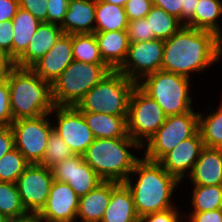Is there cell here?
<instances>
[{"label": "cell", "mask_w": 222, "mask_h": 222, "mask_svg": "<svg viewBox=\"0 0 222 222\" xmlns=\"http://www.w3.org/2000/svg\"><path fill=\"white\" fill-rule=\"evenodd\" d=\"M222 58L221 38L210 31L183 25L169 39L164 40L161 70L189 77Z\"/></svg>", "instance_id": "obj_1"}, {"label": "cell", "mask_w": 222, "mask_h": 222, "mask_svg": "<svg viewBox=\"0 0 222 222\" xmlns=\"http://www.w3.org/2000/svg\"><path fill=\"white\" fill-rule=\"evenodd\" d=\"M20 8L32 13L39 21L47 22V0H19Z\"/></svg>", "instance_id": "obj_41"}, {"label": "cell", "mask_w": 222, "mask_h": 222, "mask_svg": "<svg viewBox=\"0 0 222 222\" xmlns=\"http://www.w3.org/2000/svg\"><path fill=\"white\" fill-rule=\"evenodd\" d=\"M96 0H69L60 27L64 34L94 33Z\"/></svg>", "instance_id": "obj_21"}, {"label": "cell", "mask_w": 222, "mask_h": 222, "mask_svg": "<svg viewBox=\"0 0 222 222\" xmlns=\"http://www.w3.org/2000/svg\"><path fill=\"white\" fill-rule=\"evenodd\" d=\"M72 53L75 61L105 64L94 33L72 34Z\"/></svg>", "instance_id": "obj_29"}, {"label": "cell", "mask_w": 222, "mask_h": 222, "mask_svg": "<svg viewBox=\"0 0 222 222\" xmlns=\"http://www.w3.org/2000/svg\"><path fill=\"white\" fill-rule=\"evenodd\" d=\"M13 23L11 21L0 22V49L12 62Z\"/></svg>", "instance_id": "obj_40"}, {"label": "cell", "mask_w": 222, "mask_h": 222, "mask_svg": "<svg viewBox=\"0 0 222 222\" xmlns=\"http://www.w3.org/2000/svg\"><path fill=\"white\" fill-rule=\"evenodd\" d=\"M6 78L13 121L52 114L55 105L50 82L43 80L31 68L14 65L9 69Z\"/></svg>", "instance_id": "obj_3"}, {"label": "cell", "mask_w": 222, "mask_h": 222, "mask_svg": "<svg viewBox=\"0 0 222 222\" xmlns=\"http://www.w3.org/2000/svg\"><path fill=\"white\" fill-rule=\"evenodd\" d=\"M79 197L67 184L53 180L47 201L36 215L41 222H75Z\"/></svg>", "instance_id": "obj_15"}, {"label": "cell", "mask_w": 222, "mask_h": 222, "mask_svg": "<svg viewBox=\"0 0 222 222\" xmlns=\"http://www.w3.org/2000/svg\"><path fill=\"white\" fill-rule=\"evenodd\" d=\"M154 6L162 8L181 22V8L184 0H151Z\"/></svg>", "instance_id": "obj_44"}, {"label": "cell", "mask_w": 222, "mask_h": 222, "mask_svg": "<svg viewBox=\"0 0 222 222\" xmlns=\"http://www.w3.org/2000/svg\"><path fill=\"white\" fill-rule=\"evenodd\" d=\"M221 15L222 0H199L194 17L185 26L210 31L222 38V30L217 21Z\"/></svg>", "instance_id": "obj_26"}, {"label": "cell", "mask_w": 222, "mask_h": 222, "mask_svg": "<svg viewBox=\"0 0 222 222\" xmlns=\"http://www.w3.org/2000/svg\"><path fill=\"white\" fill-rule=\"evenodd\" d=\"M69 0H47V22L61 25L68 10Z\"/></svg>", "instance_id": "obj_38"}, {"label": "cell", "mask_w": 222, "mask_h": 222, "mask_svg": "<svg viewBox=\"0 0 222 222\" xmlns=\"http://www.w3.org/2000/svg\"><path fill=\"white\" fill-rule=\"evenodd\" d=\"M152 6L151 0H127L124 8L128 20L132 21L145 18Z\"/></svg>", "instance_id": "obj_37"}, {"label": "cell", "mask_w": 222, "mask_h": 222, "mask_svg": "<svg viewBox=\"0 0 222 222\" xmlns=\"http://www.w3.org/2000/svg\"><path fill=\"white\" fill-rule=\"evenodd\" d=\"M145 19L150 27V33H154L156 39H169L183 26L178 18L154 5Z\"/></svg>", "instance_id": "obj_28"}, {"label": "cell", "mask_w": 222, "mask_h": 222, "mask_svg": "<svg viewBox=\"0 0 222 222\" xmlns=\"http://www.w3.org/2000/svg\"><path fill=\"white\" fill-rule=\"evenodd\" d=\"M19 8V0H0V22L11 21Z\"/></svg>", "instance_id": "obj_45"}, {"label": "cell", "mask_w": 222, "mask_h": 222, "mask_svg": "<svg viewBox=\"0 0 222 222\" xmlns=\"http://www.w3.org/2000/svg\"><path fill=\"white\" fill-rule=\"evenodd\" d=\"M8 219L2 212H0V222H9Z\"/></svg>", "instance_id": "obj_51"}, {"label": "cell", "mask_w": 222, "mask_h": 222, "mask_svg": "<svg viewBox=\"0 0 222 222\" xmlns=\"http://www.w3.org/2000/svg\"><path fill=\"white\" fill-rule=\"evenodd\" d=\"M53 110L58 119L53 130L75 155H83L95 137L82 112L76 106H55Z\"/></svg>", "instance_id": "obj_12"}, {"label": "cell", "mask_w": 222, "mask_h": 222, "mask_svg": "<svg viewBox=\"0 0 222 222\" xmlns=\"http://www.w3.org/2000/svg\"><path fill=\"white\" fill-rule=\"evenodd\" d=\"M137 83L118 70L107 73L77 103L80 111L128 116L129 100Z\"/></svg>", "instance_id": "obj_5"}, {"label": "cell", "mask_w": 222, "mask_h": 222, "mask_svg": "<svg viewBox=\"0 0 222 222\" xmlns=\"http://www.w3.org/2000/svg\"><path fill=\"white\" fill-rule=\"evenodd\" d=\"M192 205L194 211H209L222 208V185H193Z\"/></svg>", "instance_id": "obj_32"}, {"label": "cell", "mask_w": 222, "mask_h": 222, "mask_svg": "<svg viewBox=\"0 0 222 222\" xmlns=\"http://www.w3.org/2000/svg\"><path fill=\"white\" fill-rule=\"evenodd\" d=\"M49 114L36 118L14 120L10 127L17 148L30 164H40L44 159L49 135L53 126Z\"/></svg>", "instance_id": "obj_10"}, {"label": "cell", "mask_w": 222, "mask_h": 222, "mask_svg": "<svg viewBox=\"0 0 222 222\" xmlns=\"http://www.w3.org/2000/svg\"><path fill=\"white\" fill-rule=\"evenodd\" d=\"M111 69L106 64L73 60L53 81L52 99L55 106H76Z\"/></svg>", "instance_id": "obj_7"}, {"label": "cell", "mask_w": 222, "mask_h": 222, "mask_svg": "<svg viewBox=\"0 0 222 222\" xmlns=\"http://www.w3.org/2000/svg\"><path fill=\"white\" fill-rule=\"evenodd\" d=\"M127 35L130 43L156 39L154 33H150V27L145 18L129 21Z\"/></svg>", "instance_id": "obj_35"}, {"label": "cell", "mask_w": 222, "mask_h": 222, "mask_svg": "<svg viewBox=\"0 0 222 222\" xmlns=\"http://www.w3.org/2000/svg\"><path fill=\"white\" fill-rule=\"evenodd\" d=\"M99 45V52L104 63L111 70H118L124 63L129 39L127 30L94 32Z\"/></svg>", "instance_id": "obj_22"}, {"label": "cell", "mask_w": 222, "mask_h": 222, "mask_svg": "<svg viewBox=\"0 0 222 222\" xmlns=\"http://www.w3.org/2000/svg\"><path fill=\"white\" fill-rule=\"evenodd\" d=\"M198 126L199 113L193 110L188 113L167 116L165 122L142 147V150L145 149L144 158L159 161L181 141L192 137L198 131Z\"/></svg>", "instance_id": "obj_8"}, {"label": "cell", "mask_w": 222, "mask_h": 222, "mask_svg": "<svg viewBox=\"0 0 222 222\" xmlns=\"http://www.w3.org/2000/svg\"><path fill=\"white\" fill-rule=\"evenodd\" d=\"M166 117L161 106L136 85L129 100L128 135L143 147L165 122Z\"/></svg>", "instance_id": "obj_9"}, {"label": "cell", "mask_w": 222, "mask_h": 222, "mask_svg": "<svg viewBox=\"0 0 222 222\" xmlns=\"http://www.w3.org/2000/svg\"><path fill=\"white\" fill-rule=\"evenodd\" d=\"M62 34L63 31L59 25L41 22L27 49L13 62V65L20 68H30L55 45Z\"/></svg>", "instance_id": "obj_18"}, {"label": "cell", "mask_w": 222, "mask_h": 222, "mask_svg": "<svg viewBox=\"0 0 222 222\" xmlns=\"http://www.w3.org/2000/svg\"><path fill=\"white\" fill-rule=\"evenodd\" d=\"M107 3L116 4L122 7H125L127 0H99Z\"/></svg>", "instance_id": "obj_49"}, {"label": "cell", "mask_w": 222, "mask_h": 222, "mask_svg": "<svg viewBox=\"0 0 222 222\" xmlns=\"http://www.w3.org/2000/svg\"><path fill=\"white\" fill-rule=\"evenodd\" d=\"M53 180L51 169L40 164H30L19 176L17 189L29 214L37 215L44 207Z\"/></svg>", "instance_id": "obj_13"}, {"label": "cell", "mask_w": 222, "mask_h": 222, "mask_svg": "<svg viewBox=\"0 0 222 222\" xmlns=\"http://www.w3.org/2000/svg\"><path fill=\"white\" fill-rule=\"evenodd\" d=\"M0 61H10L7 55L0 49Z\"/></svg>", "instance_id": "obj_50"}, {"label": "cell", "mask_w": 222, "mask_h": 222, "mask_svg": "<svg viewBox=\"0 0 222 222\" xmlns=\"http://www.w3.org/2000/svg\"><path fill=\"white\" fill-rule=\"evenodd\" d=\"M198 130L204 146L222 149V102L217 111L207 117L199 112Z\"/></svg>", "instance_id": "obj_30"}, {"label": "cell", "mask_w": 222, "mask_h": 222, "mask_svg": "<svg viewBox=\"0 0 222 222\" xmlns=\"http://www.w3.org/2000/svg\"><path fill=\"white\" fill-rule=\"evenodd\" d=\"M203 147V140L198 130L192 137L181 141L174 149L167 152L158 162L169 174L182 182L184 176L187 177L186 174L191 173Z\"/></svg>", "instance_id": "obj_16"}, {"label": "cell", "mask_w": 222, "mask_h": 222, "mask_svg": "<svg viewBox=\"0 0 222 222\" xmlns=\"http://www.w3.org/2000/svg\"><path fill=\"white\" fill-rule=\"evenodd\" d=\"M12 63L27 49L37 27L41 23L32 13L19 8L12 19Z\"/></svg>", "instance_id": "obj_25"}, {"label": "cell", "mask_w": 222, "mask_h": 222, "mask_svg": "<svg viewBox=\"0 0 222 222\" xmlns=\"http://www.w3.org/2000/svg\"><path fill=\"white\" fill-rule=\"evenodd\" d=\"M81 112L95 138H121L128 136V116H116L88 111Z\"/></svg>", "instance_id": "obj_24"}, {"label": "cell", "mask_w": 222, "mask_h": 222, "mask_svg": "<svg viewBox=\"0 0 222 222\" xmlns=\"http://www.w3.org/2000/svg\"><path fill=\"white\" fill-rule=\"evenodd\" d=\"M188 177L194 185H222V149L204 146Z\"/></svg>", "instance_id": "obj_19"}, {"label": "cell", "mask_w": 222, "mask_h": 222, "mask_svg": "<svg viewBox=\"0 0 222 222\" xmlns=\"http://www.w3.org/2000/svg\"><path fill=\"white\" fill-rule=\"evenodd\" d=\"M131 173L139 176L137 182L133 184L128 177L124 183L133 195L139 217L174 207L171 196L180 181L169 174L158 161L143 157L136 162Z\"/></svg>", "instance_id": "obj_2"}, {"label": "cell", "mask_w": 222, "mask_h": 222, "mask_svg": "<svg viewBox=\"0 0 222 222\" xmlns=\"http://www.w3.org/2000/svg\"><path fill=\"white\" fill-rule=\"evenodd\" d=\"M29 165L17 148L12 149L0 159V182L16 184L19 176Z\"/></svg>", "instance_id": "obj_33"}, {"label": "cell", "mask_w": 222, "mask_h": 222, "mask_svg": "<svg viewBox=\"0 0 222 222\" xmlns=\"http://www.w3.org/2000/svg\"><path fill=\"white\" fill-rule=\"evenodd\" d=\"M37 220V216L35 214H29L26 217L11 219L9 222H35Z\"/></svg>", "instance_id": "obj_48"}, {"label": "cell", "mask_w": 222, "mask_h": 222, "mask_svg": "<svg viewBox=\"0 0 222 222\" xmlns=\"http://www.w3.org/2000/svg\"><path fill=\"white\" fill-rule=\"evenodd\" d=\"M12 66L11 61H0V83L6 79L7 73Z\"/></svg>", "instance_id": "obj_47"}, {"label": "cell", "mask_w": 222, "mask_h": 222, "mask_svg": "<svg viewBox=\"0 0 222 222\" xmlns=\"http://www.w3.org/2000/svg\"><path fill=\"white\" fill-rule=\"evenodd\" d=\"M199 0H184L181 8V23L186 25L195 15Z\"/></svg>", "instance_id": "obj_46"}, {"label": "cell", "mask_w": 222, "mask_h": 222, "mask_svg": "<svg viewBox=\"0 0 222 222\" xmlns=\"http://www.w3.org/2000/svg\"><path fill=\"white\" fill-rule=\"evenodd\" d=\"M188 215L190 222H222V208L205 212L192 211Z\"/></svg>", "instance_id": "obj_43"}, {"label": "cell", "mask_w": 222, "mask_h": 222, "mask_svg": "<svg viewBox=\"0 0 222 222\" xmlns=\"http://www.w3.org/2000/svg\"><path fill=\"white\" fill-rule=\"evenodd\" d=\"M0 212L10 220L29 215L22 203L16 184L0 182Z\"/></svg>", "instance_id": "obj_31"}, {"label": "cell", "mask_w": 222, "mask_h": 222, "mask_svg": "<svg viewBox=\"0 0 222 222\" xmlns=\"http://www.w3.org/2000/svg\"><path fill=\"white\" fill-rule=\"evenodd\" d=\"M142 147L129 135L121 138H95L82 155L103 181L124 183L140 159L129 152ZM129 148V149H128Z\"/></svg>", "instance_id": "obj_4"}, {"label": "cell", "mask_w": 222, "mask_h": 222, "mask_svg": "<svg viewBox=\"0 0 222 222\" xmlns=\"http://www.w3.org/2000/svg\"><path fill=\"white\" fill-rule=\"evenodd\" d=\"M163 51L162 39L130 43L127 57L118 71L138 83L145 76L161 70Z\"/></svg>", "instance_id": "obj_11"}, {"label": "cell", "mask_w": 222, "mask_h": 222, "mask_svg": "<svg viewBox=\"0 0 222 222\" xmlns=\"http://www.w3.org/2000/svg\"><path fill=\"white\" fill-rule=\"evenodd\" d=\"M15 148L14 134L10 126H0V159Z\"/></svg>", "instance_id": "obj_42"}, {"label": "cell", "mask_w": 222, "mask_h": 222, "mask_svg": "<svg viewBox=\"0 0 222 222\" xmlns=\"http://www.w3.org/2000/svg\"><path fill=\"white\" fill-rule=\"evenodd\" d=\"M189 79L158 70L142 78L137 86L161 106L166 116L179 115L193 110Z\"/></svg>", "instance_id": "obj_6"}, {"label": "cell", "mask_w": 222, "mask_h": 222, "mask_svg": "<svg viewBox=\"0 0 222 222\" xmlns=\"http://www.w3.org/2000/svg\"><path fill=\"white\" fill-rule=\"evenodd\" d=\"M13 117L10 108V91L7 78L0 83V126H10Z\"/></svg>", "instance_id": "obj_36"}, {"label": "cell", "mask_w": 222, "mask_h": 222, "mask_svg": "<svg viewBox=\"0 0 222 222\" xmlns=\"http://www.w3.org/2000/svg\"><path fill=\"white\" fill-rule=\"evenodd\" d=\"M178 208H169L164 211L149 213L140 217L139 222H182Z\"/></svg>", "instance_id": "obj_39"}, {"label": "cell", "mask_w": 222, "mask_h": 222, "mask_svg": "<svg viewBox=\"0 0 222 222\" xmlns=\"http://www.w3.org/2000/svg\"><path fill=\"white\" fill-rule=\"evenodd\" d=\"M73 60L72 34L63 33L55 45L30 68L52 84Z\"/></svg>", "instance_id": "obj_17"}, {"label": "cell", "mask_w": 222, "mask_h": 222, "mask_svg": "<svg viewBox=\"0 0 222 222\" xmlns=\"http://www.w3.org/2000/svg\"><path fill=\"white\" fill-rule=\"evenodd\" d=\"M51 171L54 180L67 183L78 197L85 196L103 182L82 155H74L55 164Z\"/></svg>", "instance_id": "obj_14"}, {"label": "cell", "mask_w": 222, "mask_h": 222, "mask_svg": "<svg viewBox=\"0 0 222 222\" xmlns=\"http://www.w3.org/2000/svg\"><path fill=\"white\" fill-rule=\"evenodd\" d=\"M118 182L103 181L85 196L79 197L77 218L82 222H101Z\"/></svg>", "instance_id": "obj_20"}, {"label": "cell", "mask_w": 222, "mask_h": 222, "mask_svg": "<svg viewBox=\"0 0 222 222\" xmlns=\"http://www.w3.org/2000/svg\"><path fill=\"white\" fill-rule=\"evenodd\" d=\"M128 23L124 7L96 0L94 32L127 30Z\"/></svg>", "instance_id": "obj_27"}, {"label": "cell", "mask_w": 222, "mask_h": 222, "mask_svg": "<svg viewBox=\"0 0 222 222\" xmlns=\"http://www.w3.org/2000/svg\"><path fill=\"white\" fill-rule=\"evenodd\" d=\"M74 155L64 140L55 130H52L48 138L44 159L40 165L51 169L55 164L61 163L63 160Z\"/></svg>", "instance_id": "obj_34"}, {"label": "cell", "mask_w": 222, "mask_h": 222, "mask_svg": "<svg viewBox=\"0 0 222 222\" xmlns=\"http://www.w3.org/2000/svg\"><path fill=\"white\" fill-rule=\"evenodd\" d=\"M134 199L125 183H119L113 190L101 222H139Z\"/></svg>", "instance_id": "obj_23"}]
</instances>
